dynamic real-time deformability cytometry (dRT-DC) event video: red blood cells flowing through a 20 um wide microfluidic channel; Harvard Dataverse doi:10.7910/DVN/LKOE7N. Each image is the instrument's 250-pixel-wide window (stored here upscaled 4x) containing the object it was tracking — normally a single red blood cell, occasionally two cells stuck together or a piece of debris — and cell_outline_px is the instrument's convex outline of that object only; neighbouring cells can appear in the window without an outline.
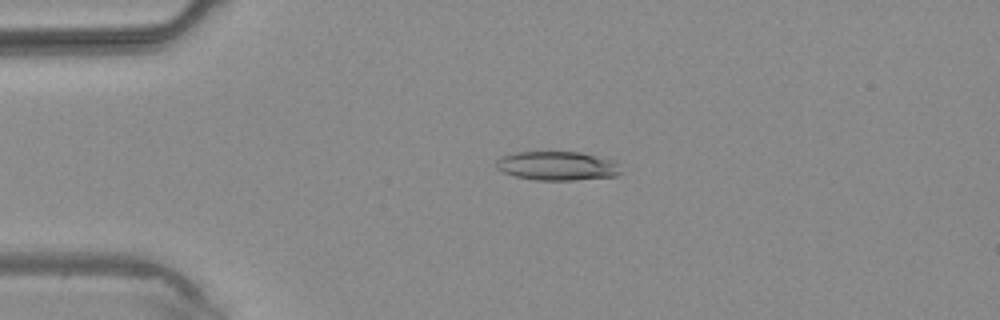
{"species": "common noctule bat (a hibernating species)", "species_latin": "Nyctalus noctula", "temperature_condition": "warm", "stored_images_in_passage": 2, "camera_frame_rate_fps": 3000, "um_per_image_px": 0.085, "animal": {"sex": "male", "body_mass_g": 20.4}, "frame": {"image": 1, "passage_image": 2, "time_ms": 1.0, "image_size_px": [1000, 320], "cell_outline_px": [[620, 172], [616, 176], [576, 180], [536, 180], [516, 176], [504, 172], [496, 168], [496, 160], [500, 156], [512, 152], [580, 152], [616, 160]], "centroid_in_image_um": [47.35, 14.09], "position_along_channel_um": 37.6, "area_um2": 21.15}}